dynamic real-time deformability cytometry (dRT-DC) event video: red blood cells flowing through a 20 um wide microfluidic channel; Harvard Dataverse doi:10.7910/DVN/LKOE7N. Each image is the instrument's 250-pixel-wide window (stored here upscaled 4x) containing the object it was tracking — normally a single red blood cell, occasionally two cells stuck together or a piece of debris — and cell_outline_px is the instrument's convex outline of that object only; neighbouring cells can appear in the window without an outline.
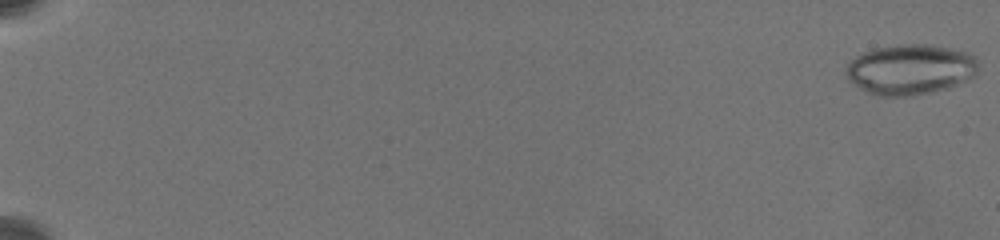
{"species": "common noctule bat (a hibernating species)", "species_latin": "Nyctalus noctula", "temperature_condition": "warm", "stored_images_in_passage": 55, "camera_frame_rate_fps": 3000, "um_per_image_px": 0.085, "animal": {"sex": "female", "body_mass_g": 19.5, "forearm_length_mm": 54.1}, "frame": {"image": 1, "passage_image": 1, "time_ms": 0.0, "image_size_px": [1000, 240], "cell_outline_px": [[980, 60], [976, 72], [968, 80], [960, 84], [948, 88], [912, 96], [876, 96], [852, 84], [844, 76], [848, 64], [856, 56], [872, 48], [900, 44], [928, 44], [968, 52], [976, 56]], "centroid_in_image_um": [77.38, 5.9], "position_along_channel_um": 7.6, "area_um2": 39.25}}
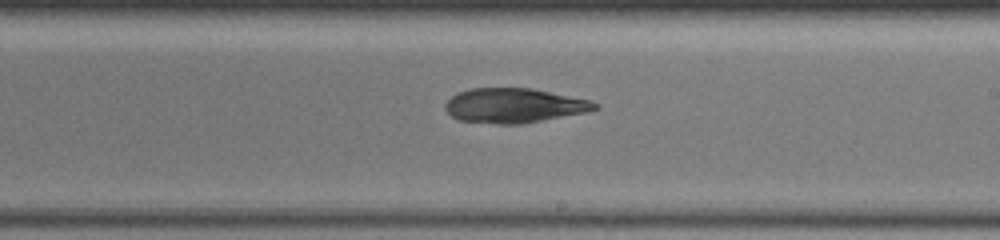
{"frame": {"image": 2, "passage_image": 40, "time_ms": 13.667, "image_size_px": [1000, 240], "cell_outline_px": [[600, 108], [584, 112], [520, 124], [496, 124], [460, 120], [452, 116], [444, 108], [444, 104], [452, 96], [468, 88], [532, 88], [588, 100], [600, 104]], "centroid_in_image_um": [43.67, 8.96], "position_along_channel_um": 245.3, "area_um2": 29.82}}
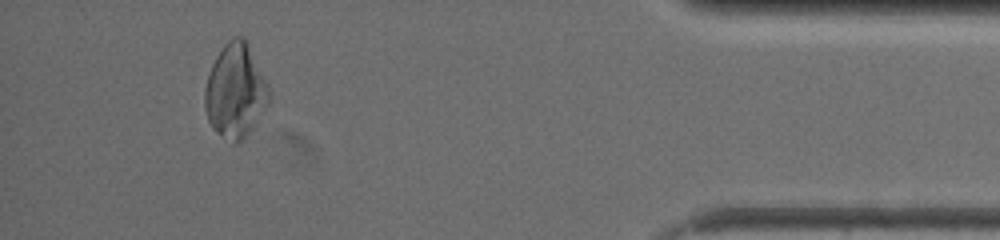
{"frame": {"image": 3, "passage_image": 54, "time_ms": 20.0, "image_size_px": [1000, 240], "cell_outline_px": [[268, 104], [244, 140], [236, 144], [232, 144], [216, 132], [212, 128], [208, 120], [204, 108], [204, 88], [212, 64], [216, 56], [224, 44], [232, 36], [240, 36], [244, 40], [268, 84]], "centroid_in_image_um": [19.97, 7.79], "position_along_channel_um": 415.2, "area_um2": 34.85}}